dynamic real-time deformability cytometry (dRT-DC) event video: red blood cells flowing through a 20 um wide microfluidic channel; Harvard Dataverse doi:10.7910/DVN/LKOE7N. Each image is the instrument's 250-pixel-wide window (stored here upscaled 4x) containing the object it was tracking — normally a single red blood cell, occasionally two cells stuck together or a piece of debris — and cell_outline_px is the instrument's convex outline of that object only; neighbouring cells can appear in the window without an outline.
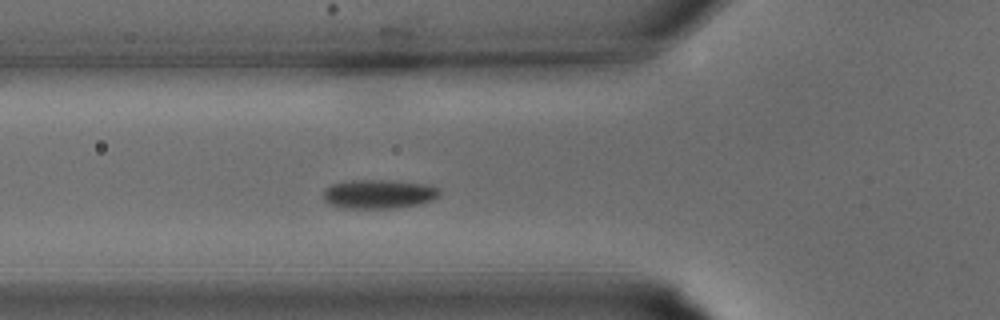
{"species": "common noctule bat (a hibernating species)", "species_latin": "Nyctalus noctula", "temperature_condition": "warm", "stored_images_in_passage": 18, "camera_frame_rate_fps": 3000, "um_per_image_px": 0.085, "animal": {"sex": "male", "body_mass_g": 15.6}, "frame": {"image": 1, "passage_image": 3, "time_ms": 0.667, "image_size_px": [1000, 320], "cell_outline_px": [[440, 196], [432, 200], [420, 204], [392, 208], [340, 208], [328, 204], [324, 200], [324, 192], [332, 184], [352, 180], [392, 180], [432, 184], [440, 188]], "centroid_in_image_um": [32.26, 16.49], "position_along_channel_um": 93.5, "area_um2": 19.94}}
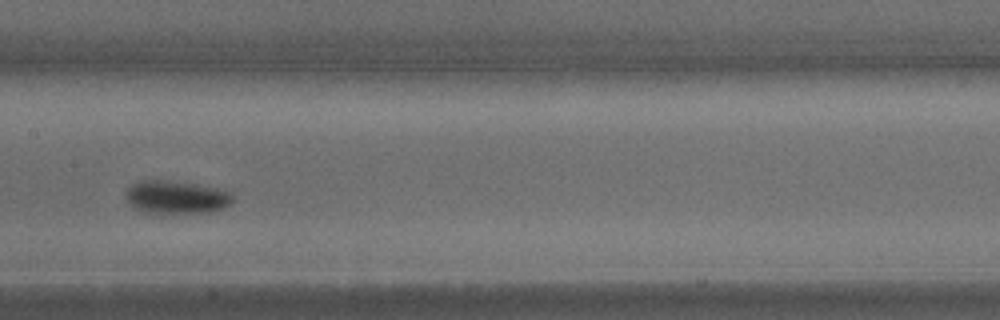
{"frame": {"image": 2, "passage_image": 8, "time_ms": 2.333, "image_size_px": [1000, 320], "cell_outline_px": [[232, 200], [224, 208], [208, 212], [176, 216], [144, 212], [136, 208], [128, 200], [128, 188], [132, 184], [140, 180], [168, 180], [216, 188], [228, 192], [232, 196]], "centroid_in_image_um": [14.98, 16.81], "position_along_channel_um": 192.4, "area_um2": 20.75}}
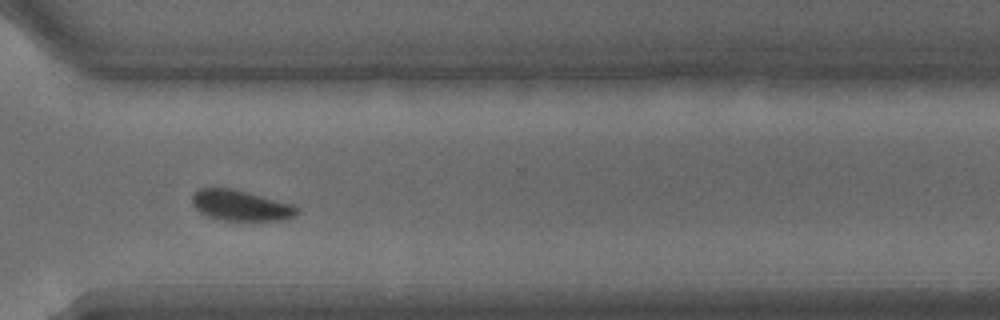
{"frame": {"image": 3, "passage_image": 16, "time_ms": 5.0, "image_size_px": [1000, 320], "cell_outline_px": [[300, 212], [296, 216], [284, 220], [220, 220], [208, 216], [200, 212], [192, 204], [192, 196], [200, 188], [232, 188], [292, 204], [300, 208]], "centroid_in_image_um": [20.49, 17.47], "position_along_channel_um": 350.1, "area_um2": 18.67}}